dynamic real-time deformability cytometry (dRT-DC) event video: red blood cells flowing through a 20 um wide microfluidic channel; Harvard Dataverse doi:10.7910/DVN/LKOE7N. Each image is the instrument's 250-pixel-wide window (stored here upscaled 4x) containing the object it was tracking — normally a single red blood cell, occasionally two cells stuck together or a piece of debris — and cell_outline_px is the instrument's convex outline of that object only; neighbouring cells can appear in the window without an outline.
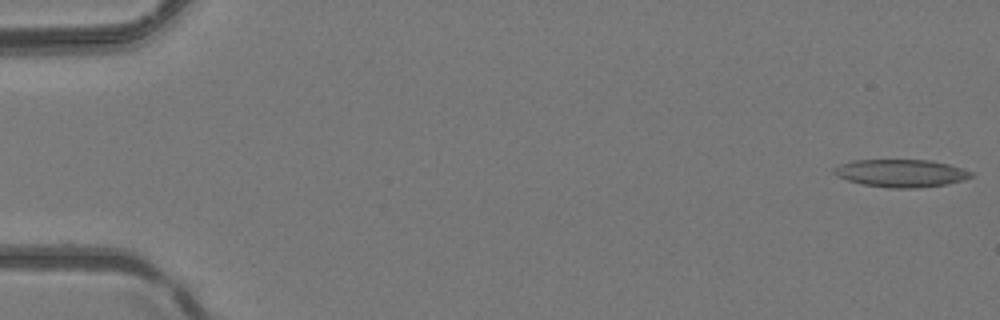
{"species": "common noctule bat (a hibernating species)", "species_latin": "Nyctalus noctula", "temperature_condition": "room temperature", "stored_images_in_passage": 49, "camera_frame_rate_fps": 3000, "um_per_image_px": 0.085, "animal": {"sex": "female", "body_mass_g": 24.6, "forearm_length_mm": 56.2}, "frame": {"image": 1, "passage_image": 1, "time_ms": 0.0, "image_size_px": [1000, 320], "cell_outline_px": [[972, 176], [960, 180], [944, 184], [912, 188], [892, 188], [864, 184], [848, 180], [832, 172], [840, 164], [852, 160], [928, 160], [948, 164], [972, 172]], "centroid_in_image_um": [76.56, 14.71], "position_along_channel_um": 8.4, "area_um2": 21.5}}
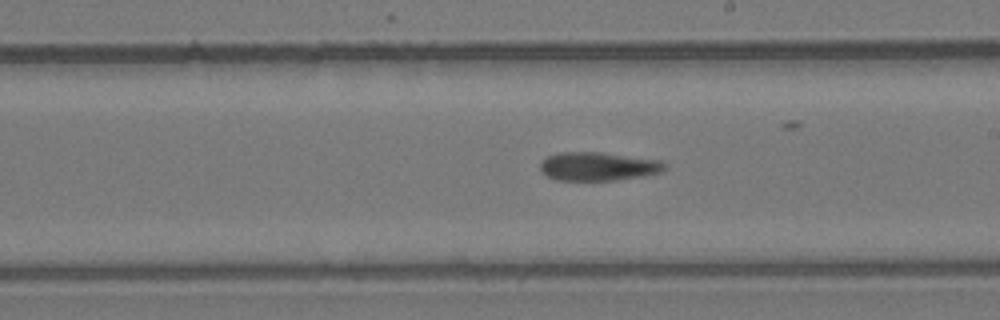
{"frame": {"image": 2, "passage_image": 28, "time_ms": 9.0, "image_size_px": [1000, 320], "cell_outline_px": [[664, 168], [660, 172], [644, 176], [616, 180], [556, 180], [540, 172], [540, 164], [548, 156], [560, 152], [600, 152], [660, 160], [664, 164]], "centroid_in_image_um": [50.81, 14.14], "position_along_channel_um": 238.2, "area_um2": 20.58}}
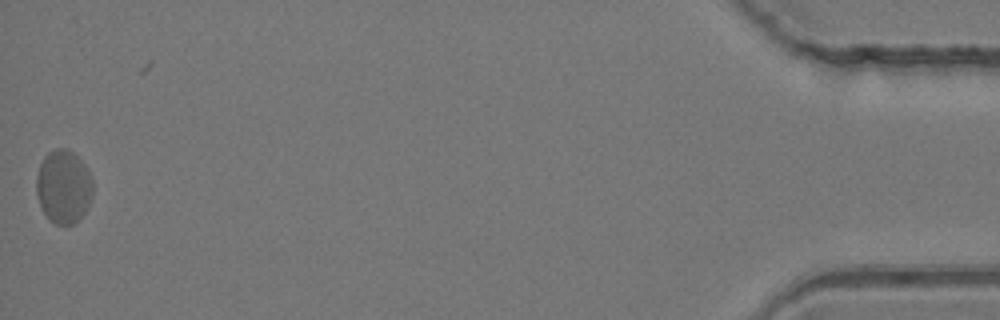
{"frame": {"image": 3, "passage_image": 48, "time_ms": 15.667, "image_size_px": [1000, 320], "cell_outline_px": [[92, 196], [84, 212], [72, 224], [56, 224], [48, 220], [40, 208], [36, 192], [36, 176], [40, 164], [44, 156], [48, 152], [56, 148], [68, 148], [84, 164], [92, 180]], "centroid_in_image_um": [5.36, 15.86], "position_along_channel_um": 429.8, "area_um2": 24.1}}